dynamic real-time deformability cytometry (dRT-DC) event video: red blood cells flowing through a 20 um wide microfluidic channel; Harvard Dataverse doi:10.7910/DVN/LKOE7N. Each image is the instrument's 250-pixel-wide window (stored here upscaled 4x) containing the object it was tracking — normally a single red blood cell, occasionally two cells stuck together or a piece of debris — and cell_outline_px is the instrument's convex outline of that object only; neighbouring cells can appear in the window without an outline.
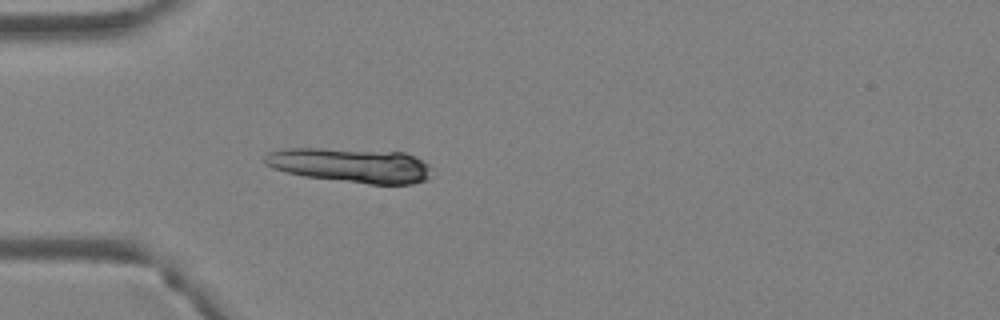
{"species": "Egyptian fruit bat (a non-hibernating species)", "species_latin": "Rousettus aegyptiacus", "temperature_condition": "warm", "stored_images_in_passage": 3, "camera_frame_rate_fps": 3000, "um_per_image_px": 0.085, "animal": {"sex": "female"}, "frame": {"image": 1, "passage_image": 3, "time_ms": 0.667, "image_size_px": [1000, 320], "cell_outline_px": [[432, 176], [428, 180], [412, 184], [368, 184], [304, 176], [284, 172], [272, 168], [264, 164], [264, 156], [268, 152], [280, 148], [320, 148], [404, 152], [428, 164], [432, 168]], "centroid_in_image_um": [29.8, 14.05], "position_along_channel_um": 55.2, "area_um2": 33.93}}